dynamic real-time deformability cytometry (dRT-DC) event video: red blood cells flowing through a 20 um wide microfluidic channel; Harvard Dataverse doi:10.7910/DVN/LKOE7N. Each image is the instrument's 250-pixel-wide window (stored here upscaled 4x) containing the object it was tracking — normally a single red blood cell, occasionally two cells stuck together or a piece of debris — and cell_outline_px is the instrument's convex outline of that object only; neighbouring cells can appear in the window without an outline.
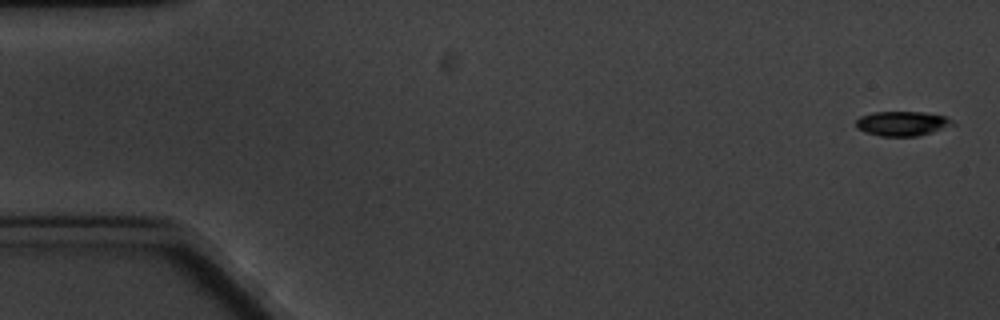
{"species": "common noctule bat (a hibernating species)", "species_latin": "Nyctalus noctula", "temperature_condition": "cold", "stored_images_in_passage": 6, "camera_frame_rate_fps": 3000, "um_per_image_px": 0.085, "animal": {"sex": "male", "body_mass_g": 20.1, "forearm_length_mm": 53.5}, "frame": {"image": 1, "passage_image": 1, "time_ms": 0.0, "image_size_px": [1000, 320], "cell_outline_px": [[956, 124], [932, 132], [916, 136], [880, 136], [864, 132], [856, 128], [856, 120], [860, 116], [872, 112], [924, 112], [944, 116], [952, 120]], "centroid_in_image_um": [76.66, 10.5], "position_along_channel_um": 8.3, "area_um2": 13.87}}
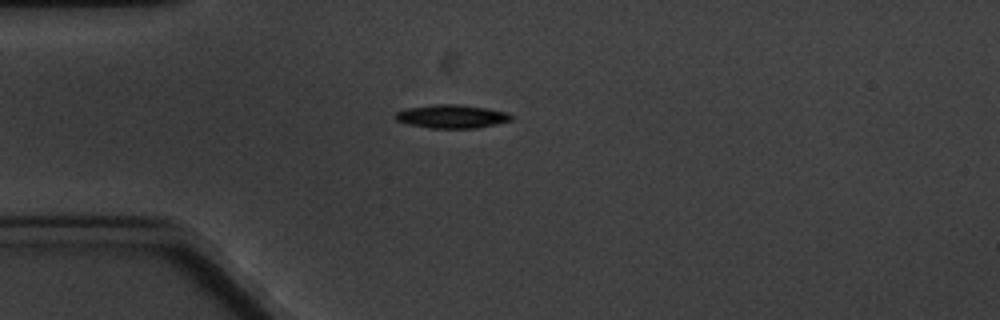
{"frame": {"image": 2, "passage_image": 5, "time_ms": 4.667, "image_size_px": [1000, 320], "cell_outline_px": [[512, 120], [476, 128], [428, 128], [408, 124], [396, 120], [392, 116], [396, 112], [404, 108], [436, 104], [460, 104], [508, 112], [512, 116]], "centroid_in_image_um": [38.33, 9.89], "position_along_channel_um": 46.7, "area_um2": 15.9}}